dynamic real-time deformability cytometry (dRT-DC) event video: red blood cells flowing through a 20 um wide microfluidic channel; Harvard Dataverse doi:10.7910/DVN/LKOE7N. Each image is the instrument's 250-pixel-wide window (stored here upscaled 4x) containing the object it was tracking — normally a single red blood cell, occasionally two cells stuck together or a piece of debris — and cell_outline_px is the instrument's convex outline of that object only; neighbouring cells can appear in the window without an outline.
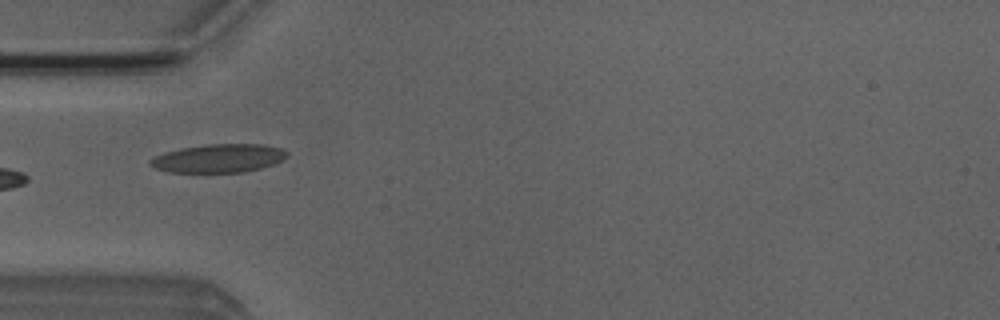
{"species": "Egyptian fruit bat (a non-hibernating species)", "species_latin": "Rousettus aegyptiacus", "temperature_condition": "room temperature", "stored_images_in_passage": 5, "camera_frame_rate_fps": 3000, "um_per_image_px": 0.085, "animal": {"sex": "male"}, "frame": {"image": 1, "passage_image": 5, "time_ms": 4.333, "image_size_px": [1000, 320], "cell_outline_px": [[288, 156], [284, 160], [260, 168], [244, 172], [168, 172], [156, 168], [148, 164], [148, 160], [164, 152], [180, 148], [204, 144], [264, 144], [280, 148], [288, 152]], "centroid_in_image_um": [18.58, 13.45], "position_along_channel_um": 66.4, "area_um2": 22.77}}